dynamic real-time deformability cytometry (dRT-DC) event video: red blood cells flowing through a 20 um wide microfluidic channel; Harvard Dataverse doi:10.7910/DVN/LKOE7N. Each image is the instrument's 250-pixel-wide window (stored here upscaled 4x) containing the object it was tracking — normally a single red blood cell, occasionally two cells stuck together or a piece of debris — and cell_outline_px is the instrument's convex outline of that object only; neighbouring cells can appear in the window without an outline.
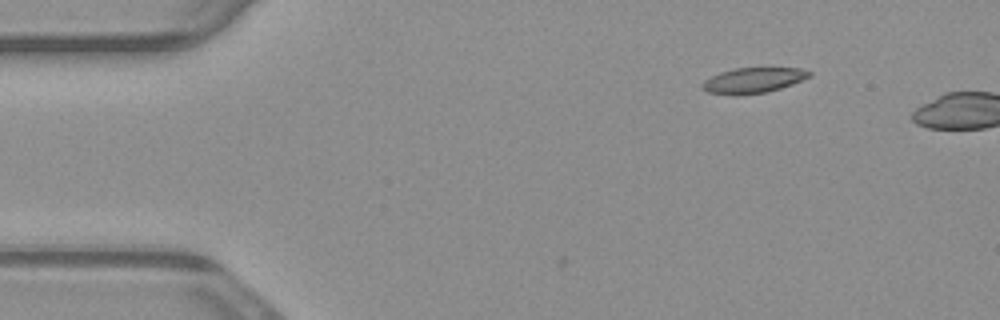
{"species": "common noctule bat (a hibernating species)", "species_latin": "Nyctalus noctula", "temperature_condition": "warm", "stored_images_in_passage": 2, "camera_frame_rate_fps": 3000, "um_per_image_px": 0.085, "animal": {"sex": "male", "body_mass_g": 23.1, "forearm_length_mm": 52.7}, "frame": {"image": 1, "passage_image": 2, "time_ms": 0.333, "image_size_px": [1000, 320], "cell_outline_px": [[812, 76], [792, 84], [768, 92], [736, 96], [708, 92], [700, 88], [700, 84], [704, 80], [720, 72], [736, 68], [800, 68], [812, 72]], "centroid_in_image_um": [64.0, 6.84], "position_along_channel_um": 21.0, "area_um2": 16.01}}